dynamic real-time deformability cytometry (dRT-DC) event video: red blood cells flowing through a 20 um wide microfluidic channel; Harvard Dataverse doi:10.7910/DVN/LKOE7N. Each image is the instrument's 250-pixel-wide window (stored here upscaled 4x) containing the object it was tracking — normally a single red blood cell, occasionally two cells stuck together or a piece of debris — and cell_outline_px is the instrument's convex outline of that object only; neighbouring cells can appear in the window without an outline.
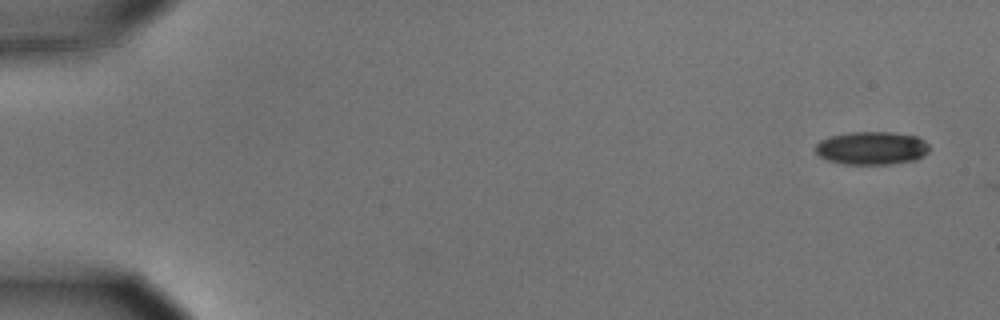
{"species": "common noctule bat (a hibernating species)", "species_latin": "Nyctalus noctula", "temperature_condition": "cold", "stored_images_in_passage": 5, "camera_frame_rate_fps": 3000, "um_per_image_px": 0.085, "animal": {"sex": "male", "body_mass_g": 15.6}, "frame": {"image": 1, "passage_image": 1, "time_ms": 0.0, "image_size_px": [1000, 320], "cell_outline_px": [[928, 152], [924, 156], [916, 160], [888, 164], [844, 164], [828, 160], [820, 156], [816, 152], [816, 144], [820, 140], [832, 136], [848, 132], [892, 132], [916, 136], [924, 140], [928, 144]], "centroid_in_image_um": [74.11, 12.59], "position_along_channel_um": 10.9, "area_um2": 21.96}}
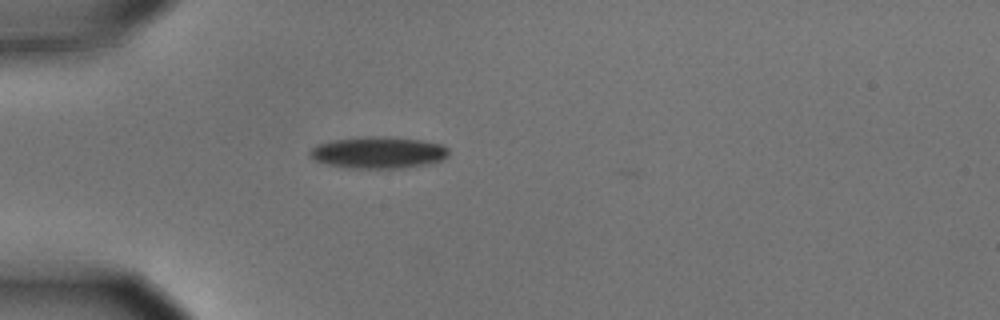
{"frame": {"image": 2, "passage_image": 4, "time_ms": 1.0, "image_size_px": [1000, 320], "cell_outline_px": [[448, 156], [444, 160], [428, 164], [404, 168], [348, 168], [328, 164], [312, 160], [308, 156], [308, 152], [316, 144], [336, 140], [364, 136], [380, 136], [424, 140], [444, 144], [448, 148]], "centroid_in_image_um": [32.18, 12.97], "position_along_channel_um": 52.8, "area_um2": 26.01}}